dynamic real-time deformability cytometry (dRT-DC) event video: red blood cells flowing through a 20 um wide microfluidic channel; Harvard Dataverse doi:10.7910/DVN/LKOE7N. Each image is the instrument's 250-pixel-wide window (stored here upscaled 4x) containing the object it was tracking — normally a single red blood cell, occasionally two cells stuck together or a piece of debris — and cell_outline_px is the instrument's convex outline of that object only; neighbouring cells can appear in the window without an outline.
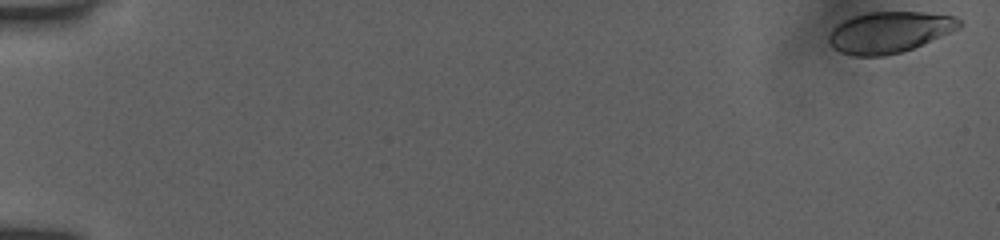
{"species": "human", "species_latin": "Homo sapiens", "temperature_condition": "room temperature", "stored_images_in_passage": 23, "camera_frame_rate_fps": 3000, "um_per_image_px": 0.085, "donor": {"sex": "female"}, "frame": {"image": 1, "passage_image": 1, "time_ms": 0.0, "image_size_px": [1000, 240], "cell_outline_px": [[964, 24], [948, 32], [912, 48], [900, 52], [884, 56], [856, 56], [840, 52], [832, 48], [828, 40], [828, 36], [832, 28], [844, 20], [852, 16], [868, 12], [920, 12], [952, 16], [960, 20]], "centroid_in_image_um": [75.51, 2.73], "position_along_channel_um": 9.5, "area_um2": 30.87}}
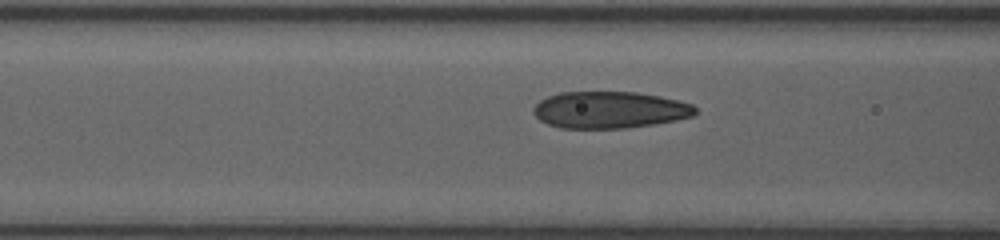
{"frame": {"image": 2, "passage_image": 14, "time_ms": 4.333, "image_size_px": [1000, 240], "cell_outline_px": [[696, 112], [692, 116], [676, 120], [652, 124], [624, 128], [560, 128], [548, 124], [540, 120], [532, 112], [532, 108], [540, 100], [548, 96], [560, 92], [636, 92], [660, 96], [692, 104], [696, 108]], "centroid_in_image_um": [51.79, 9.33], "position_along_channel_um": 114.8, "area_um2": 34.62}}
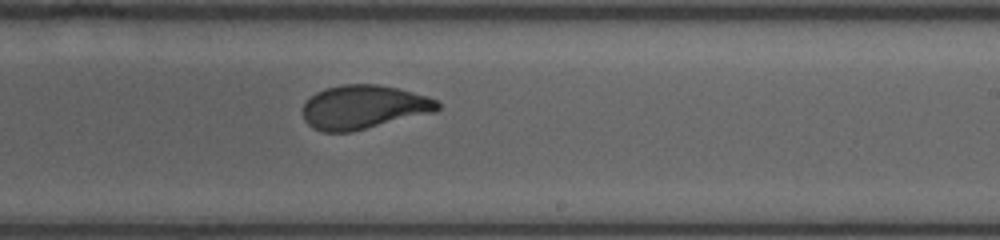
{"frame": {"image": 3, "passage_image": 23, "time_ms": 7.333, "image_size_px": [1000, 240], "cell_outline_px": [[440, 108], [436, 112], [352, 132], [324, 132], [312, 128], [304, 120], [304, 104], [316, 92], [324, 88], [340, 84], [380, 84], [400, 88], [428, 96], [436, 100], [440, 104]], "centroid_in_image_um": [30.94, 9.1], "position_along_channel_um": 258.1, "area_um2": 34.8}}